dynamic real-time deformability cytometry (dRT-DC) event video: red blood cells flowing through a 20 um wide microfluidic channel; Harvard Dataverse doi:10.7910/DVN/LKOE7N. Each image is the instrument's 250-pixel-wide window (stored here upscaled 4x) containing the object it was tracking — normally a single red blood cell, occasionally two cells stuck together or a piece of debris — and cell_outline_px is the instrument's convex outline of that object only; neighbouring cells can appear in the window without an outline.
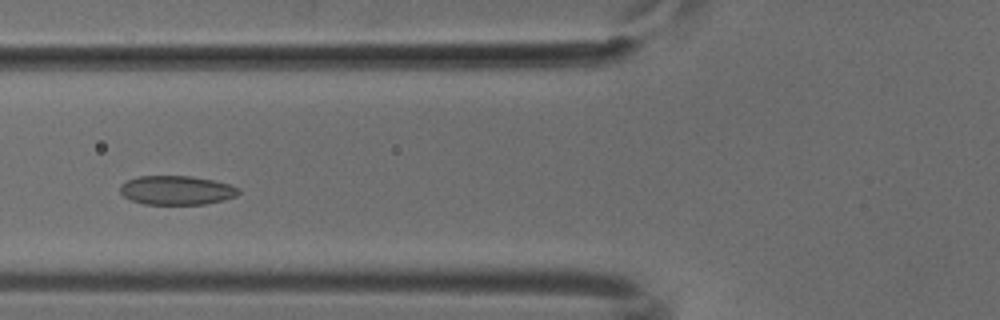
{"species": "common noctule bat (a hibernating species)", "species_latin": "Nyctalus noctula", "temperature_condition": "cold", "stored_images_in_passage": 49, "camera_frame_rate_fps": 3000, "um_per_image_px": 0.085, "animal": {"sex": "male", "body_mass_g": 18.8}, "frame": {"image": 1, "passage_image": 17, "time_ms": 5.333, "image_size_px": [1000, 320], "cell_outline_px": [[240, 192], [236, 196], [224, 200], [204, 204], [144, 204], [132, 200], [124, 196], [120, 192], [120, 184], [128, 180], [140, 176], [192, 176], [212, 180], [228, 184], [240, 188]], "centroid_in_image_um": [15.02, 16.17], "position_along_channel_um": 110.8, "area_um2": 20.0}}
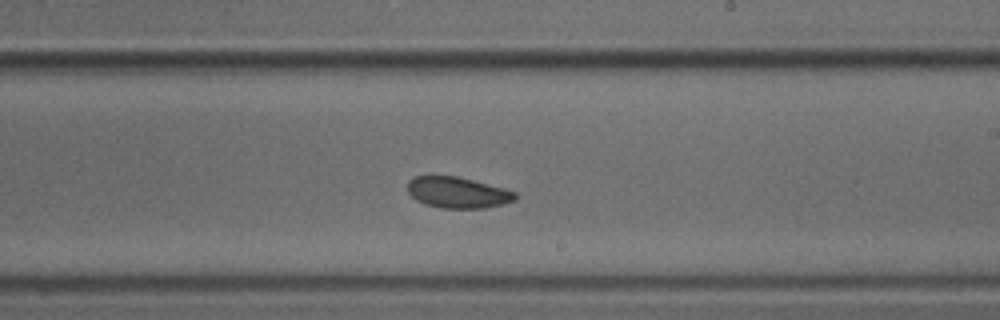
{"frame": {"image": 2, "passage_image": 28, "time_ms": 9.0, "image_size_px": [1000, 320], "cell_outline_px": [[520, 196], [516, 200], [484, 208], [440, 208], [424, 204], [416, 200], [408, 192], [408, 180], [412, 176], [456, 176], [504, 188], [516, 192]], "centroid_in_image_um": [38.9, 16.36], "position_along_channel_um": 250.1, "area_um2": 19.54}}
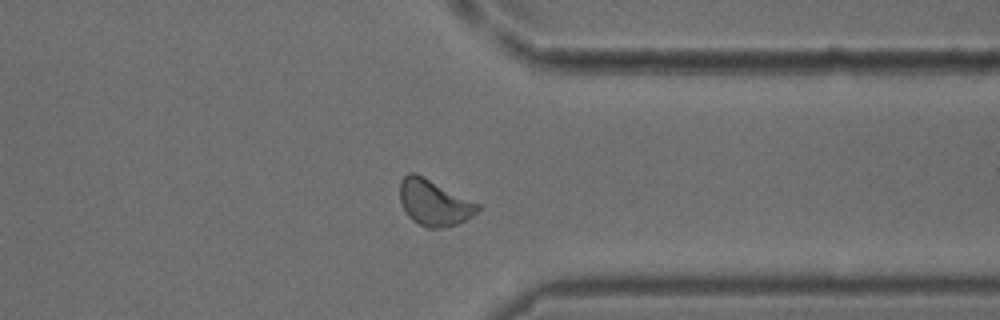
{"frame": {"image": 3, "passage_image": 38, "time_ms": 12.333, "image_size_px": [1000, 320], "cell_outline_px": [[480, 208], [472, 216], [456, 224], [436, 228], [428, 228], [412, 220], [408, 216], [400, 200], [400, 180], [408, 172], [416, 172], [480, 204]], "centroid_in_image_um": [36.88, 17.2], "position_along_channel_um": 374.5, "area_um2": 20.69}}